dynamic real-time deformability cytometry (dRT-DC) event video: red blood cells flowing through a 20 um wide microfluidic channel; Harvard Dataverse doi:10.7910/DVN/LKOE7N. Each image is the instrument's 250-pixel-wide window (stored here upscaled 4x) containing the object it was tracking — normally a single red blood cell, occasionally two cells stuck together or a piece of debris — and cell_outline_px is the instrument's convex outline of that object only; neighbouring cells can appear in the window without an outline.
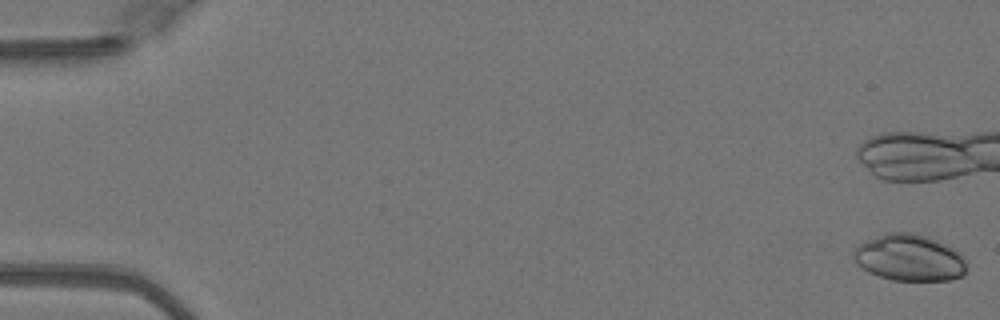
{"species": "Egyptian fruit bat (a non-hibernating species)", "species_latin": "Rousettus aegyptiacus", "temperature_condition": "warm", "stored_images_in_passage": 12, "camera_frame_rate_fps": 3000, "um_per_image_px": 0.085, "animal": {"sex": "female"}, "frame": {"image": 1, "passage_image": 1, "time_ms": 0.0, "image_size_px": [1000, 320], "cell_outline_px": [[968, 268], [964, 276], [952, 280], [892, 280], [868, 272], [852, 260], [852, 252], [860, 244], [884, 232], [912, 232], [928, 236], [960, 252], [968, 260]], "centroid_in_image_um": [77.34, 21.91], "position_along_channel_um": 7.7, "area_um2": 31.15}}